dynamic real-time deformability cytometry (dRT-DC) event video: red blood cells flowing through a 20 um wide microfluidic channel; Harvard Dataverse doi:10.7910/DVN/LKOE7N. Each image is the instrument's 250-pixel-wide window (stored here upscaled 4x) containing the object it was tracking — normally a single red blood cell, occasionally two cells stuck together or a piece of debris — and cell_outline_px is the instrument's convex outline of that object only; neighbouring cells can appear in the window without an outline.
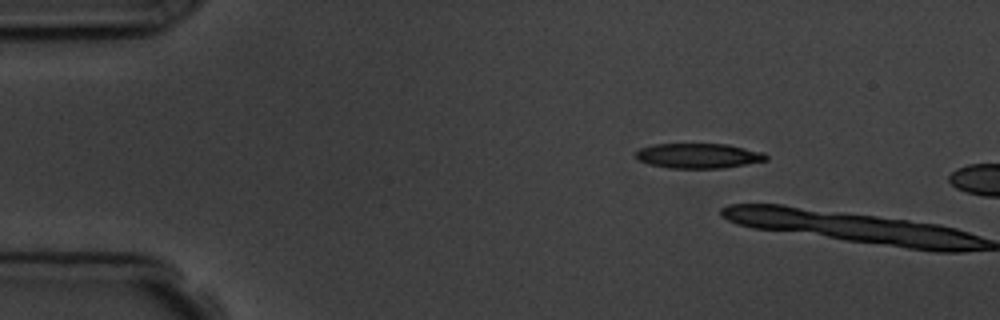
{"species": "common noctule bat (a hibernating species)", "species_latin": "Nyctalus noctula", "temperature_condition": "room temperature", "stored_images_in_passage": 2, "camera_frame_rate_fps": 3000, "um_per_image_px": 0.085, "animal": {"sex": "male", "body_mass_g": 19.5, "forearm_length_mm": 54.6}, "frame": {"image": 1, "passage_image": 1, "time_ms": 0.0, "image_size_px": [1000, 320], "cell_outline_px": [[768, 160], [724, 168], [668, 168], [648, 164], [636, 160], [636, 152], [640, 148], [652, 144], [728, 144], [764, 152], [768, 156]], "centroid_in_image_um": [59.36, 13.24], "position_along_channel_um": 25.6, "area_um2": 19.13}}